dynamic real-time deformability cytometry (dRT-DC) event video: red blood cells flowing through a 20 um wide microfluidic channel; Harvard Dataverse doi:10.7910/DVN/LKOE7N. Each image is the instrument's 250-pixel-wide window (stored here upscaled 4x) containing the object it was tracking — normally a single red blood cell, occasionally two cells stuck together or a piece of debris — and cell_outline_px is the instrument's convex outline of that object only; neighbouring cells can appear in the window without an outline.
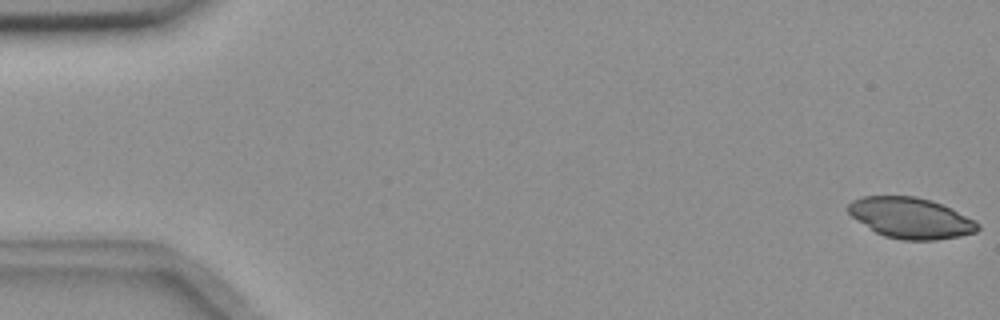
{"species": "common noctule bat (a hibernating species)", "species_latin": "Nyctalus noctula", "temperature_condition": "room temperature", "stored_images_in_passage": 55, "camera_frame_rate_fps": 3000, "um_per_image_px": 0.085, "animal": {"sex": "female", "body_mass_g": 18.4}, "frame": {"image": 1, "passage_image": 1, "time_ms": 0.0, "image_size_px": [1000, 320], "cell_outline_px": [[980, 228], [976, 232], [960, 236], [936, 240], [904, 240], [884, 236], [876, 232], [852, 216], [848, 212], [848, 204], [852, 200], [864, 196], [916, 196], [932, 200], [952, 208], [976, 220], [980, 224]], "centroid_in_image_um": [77.46, 18.52], "position_along_channel_um": 7.5, "area_um2": 30.87}}